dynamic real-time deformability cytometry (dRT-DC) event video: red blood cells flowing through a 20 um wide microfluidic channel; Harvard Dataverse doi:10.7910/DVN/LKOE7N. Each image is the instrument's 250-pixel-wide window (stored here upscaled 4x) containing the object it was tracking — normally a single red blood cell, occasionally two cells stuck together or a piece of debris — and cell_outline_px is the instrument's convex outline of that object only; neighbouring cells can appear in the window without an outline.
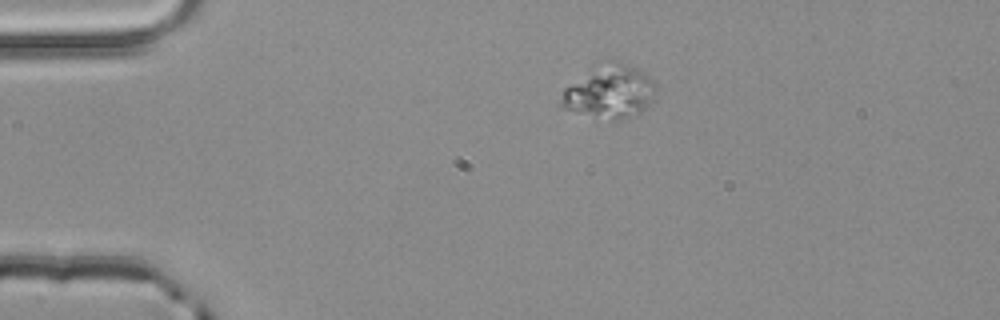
{"species": "common noctule bat (a hibernating species)", "species_latin": "Nyctalus noctula", "temperature_condition": "room temperature", "stored_images_in_passage": 1, "camera_frame_rate_fps": 3000, "um_per_image_px": 0.085, "animal": {"sex": "male", "body_mass_g": 20.4}, "frame": {"image": 1, "passage_image": 1, "time_ms": 0.0, "image_size_px": [1000, 320], "cell_outline_px": [[656, 92], [648, 104], [640, 112], [620, 120], [616, 120], [560, 108], [556, 104], [564, 88], [608, 56], [616, 56], [656, 80]], "centroid_in_image_um": [51.8, 7.71], "position_along_channel_um": 33.2, "area_um2": 30.0}}